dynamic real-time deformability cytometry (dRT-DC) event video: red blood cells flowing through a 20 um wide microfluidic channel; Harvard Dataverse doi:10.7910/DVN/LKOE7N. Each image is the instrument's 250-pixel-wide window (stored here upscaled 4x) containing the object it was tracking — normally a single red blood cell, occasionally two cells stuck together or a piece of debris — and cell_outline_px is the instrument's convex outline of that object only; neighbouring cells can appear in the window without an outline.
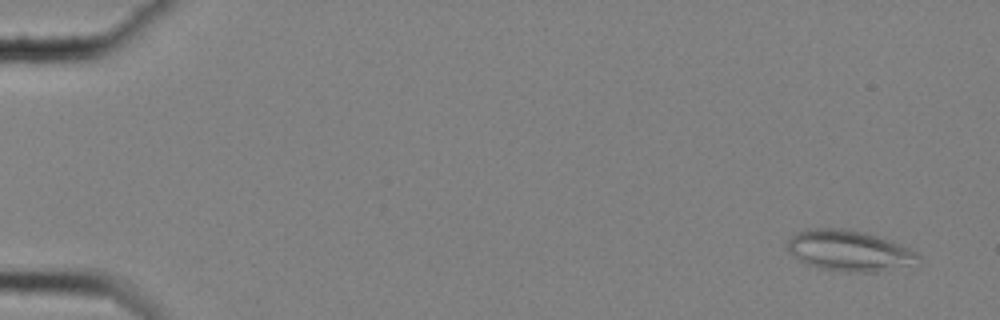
{"species": "common noctule bat (a hibernating species)", "species_latin": "Nyctalus noctula", "temperature_condition": "cold", "stored_images_in_passage": 60, "camera_frame_rate_fps": 3000, "um_per_image_px": 0.085, "animal": {"sex": "female", "body_mass_g": 25.1}, "frame": {"image": 1, "passage_image": 4, "time_ms": 1.0, "image_size_px": [1000, 320], "cell_outline_px": [[920, 264], [876, 272], [848, 272], [816, 268], [804, 264], [788, 252], [788, 240], [796, 232], [808, 228], [840, 228], [864, 232], [900, 244], [916, 252], [920, 256]], "centroid_in_image_um": [72.18, 21.33], "position_along_channel_um": 12.8, "area_um2": 31.44}}
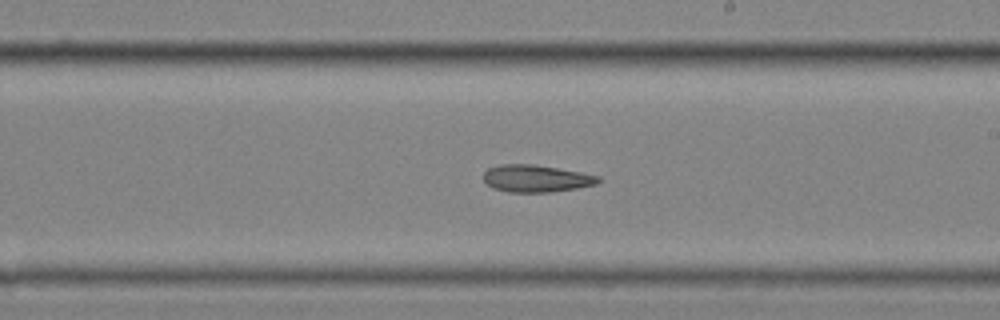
{"frame": {"image": 2, "passage_image": 36, "time_ms": 11.667, "image_size_px": [1000, 320], "cell_outline_px": [[600, 180], [596, 184], [576, 188], [548, 192], [508, 192], [492, 188], [484, 180], [484, 172], [488, 168], [500, 164], [532, 164], [580, 172], [600, 176]], "centroid_in_image_um": [45.54, 15.17], "position_along_channel_um": 243.5, "area_um2": 18.03}}
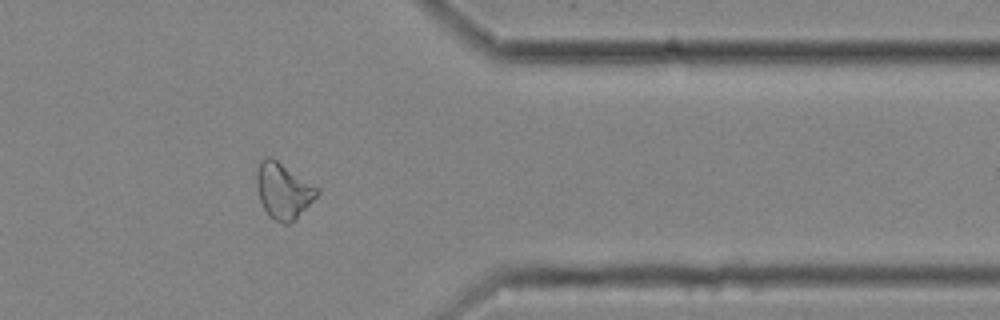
{"frame": {"image": 3, "passage_image": 49, "time_ms": 16.0, "image_size_px": [1000, 320], "cell_outline_px": [[320, 192], [296, 220], [288, 224], [284, 224], [272, 220], [268, 216], [260, 200], [256, 184], [256, 172], [260, 160], [264, 156], [272, 156], [320, 188]], "centroid_in_image_um": [24.08, 16.2], "position_along_channel_um": 387.3, "area_um2": 20.11}}